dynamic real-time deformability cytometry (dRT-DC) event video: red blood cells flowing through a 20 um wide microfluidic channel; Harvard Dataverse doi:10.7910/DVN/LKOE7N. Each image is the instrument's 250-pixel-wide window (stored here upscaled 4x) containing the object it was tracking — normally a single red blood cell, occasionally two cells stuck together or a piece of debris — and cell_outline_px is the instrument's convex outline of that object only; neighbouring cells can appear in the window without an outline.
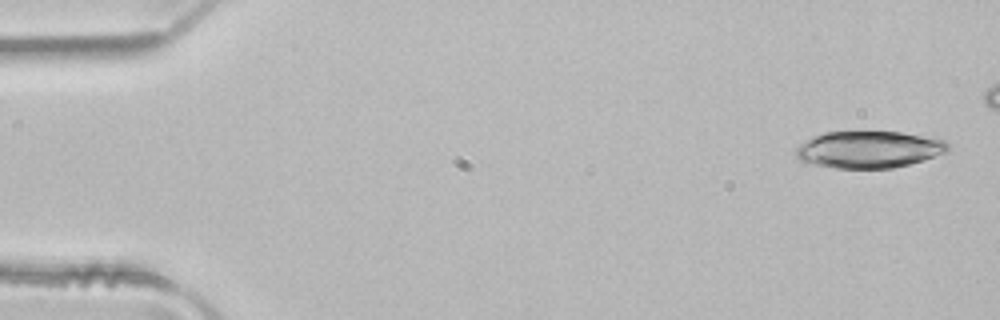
{"species": "common noctule bat (a hibernating species)", "species_latin": "Nyctalus noctula", "temperature_condition": "room temperature", "stored_images_in_passage": 5, "camera_frame_rate_fps": 3000, "um_per_image_px": 0.085, "animal": {"sex": "male", "body_mass_g": 21.5, "forearm_length_mm": 52.0}, "frame": {"image": 1, "passage_image": 1, "time_ms": 0.0, "image_size_px": [1000, 320], "cell_outline_px": [[952, 144], [948, 152], [924, 160], [892, 168], [836, 168], [816, 164], [800, 160], [796, 156], [796, 148], [804, 140], [824, 132], [900, 132], [936, 136]], "centroid_in_image_um": [73.95, 12.69], "position_along_channel_um": 11.1, "area_um2": 33.0}}
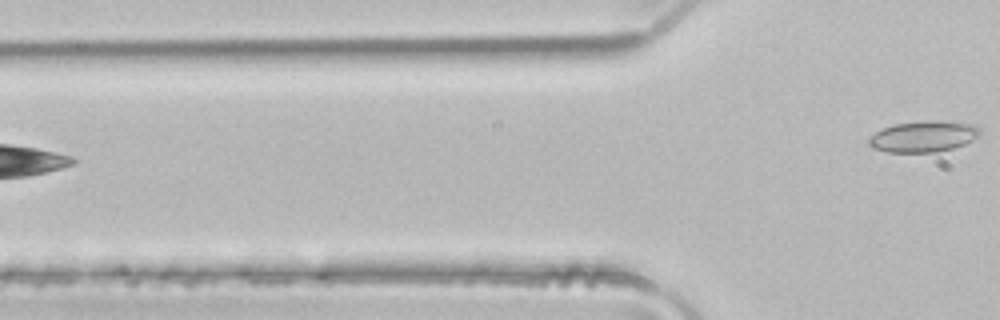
{"frame": {"image": 2, "passage_image": 5, "time_ms": 1.333, "image_size_px": [1000, 320], "cell_outline_px": [[980, 136], [964, 144], [952, 148], [936, 152], [888, 152], [872, 148], [868, 144], [868, 136], [884, 128], [896, 124], [928, 120], [940, 120], [976, 124], [980, 128]], "centroid_in_image_um": [78.51, 11.59], "position_along_channel_um": 47.3, "area_um2": 20.29}}